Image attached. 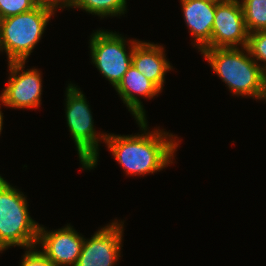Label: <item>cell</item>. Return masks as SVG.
Returning a JSON list of instances; mask_svg holds the SVG:
<instances>
[{
  "label": "cell",
  "mask_w": 266,
  "mask_h": 266,
  "mask_svg": "<svg viewBox=\"0 0 266 266\" xmlns=\"http://www.w3.org/2000/svg\"><path fill=\"white\" fill-rule=\"evenodd\" d=\"M132 65L161 90L164 87L166 73L173 69L166 58L164 47L145 41H139L135 45Z\"/></svg>",
  "instance_id": "obj_13"
},
{
  "label": "cell",
  "mask_w": 266,
  "mask_h": 266,
  "mask_svg": "<svg viewBox=\"0 0 266 266\" xmlns=\"http://www.w3.org/2000/svg\"><path fill=\"white\" fill-rule=\"evenodd\" d=\"M2 126H3V113L1 111V105H0V134L2 131Z\"/></svg>",
  "instance_id": "obj_20"
},
{
  "label": "cell",
  "mask_w": 266,
  "mask_h": 266,
  "mask_svg": "<svg viewBox=\"0 0 266 266\" xmlns=\"http://www.w3.org/2000/svg\"><path fill=\"white\" fill-rule=\"evenodd\" d=\"M90 36L91 63L115 88L131 66L133 50L139 40L127 41L121 34L102 29Z\"/></svg>",
  "instance_id": "obj_6"
},
{
  "label": "cell",
  "mask_w": 266,
  "mask_h": 266,
  "mask_svg": "<svg viewBox=\"0 0 266 266\" xmlns=\"http://www.w3.org/2000/svg\"><path fill=\"white\" fill-rule=\"evenodd\" d=\"M265 101H266V71H265Z\"/></svg>",
  "instance_id": "obj_21"
},
{
  "label": "cell",
  "mask_w": 266,
  "mask_h": 266,
  "mask_svg": "<svg viewBox=\"0 0 266 266\" xmlns=\"http://www.w3.org/2000/svg\"><path fill=\"white\" fill-rule=\"evenodd\" d=\"M39 4L47 5L53 7L54 9L58 8H68L70 6L71 0H37Z\"/></svg>",
  "instance_id": "obj_19"
},
{
  "label": "cell",
  "mask_w": 266,
  "mask_h": 266,
  "mask_svg": "<svg viewBox=\"0 0 266 266\" xmlns=\"http://www.w3.org/2000/svg\"><path fill=\"white\" fill-rule=\"evenodd\" d=\"M184 21L200 52L211 42L216 4L210 0H180Z\"/></svg>",
  "instance_id": "obj_12"
},
{
  "label": "cell",
  "mask_w": 266,
  "mask_h": 266,
  "mask_svg": "<svg viewBox=\"0 0 266 266\" xmlns=\"http://www.w3.org/2000/svg\"><path fill=\"white\" fill-rule=\"evenodd\" d=\"M210 1H213V2H221L223 0H210Z\"/></svg>",
  "instance_id": "obj_22"
},
{
  "label": "cell",
  "mask_w": 266,
  "mask_h": 266,
  "mask_svg": "<svg viewBox=\"0 0 266 266\" xmlns=\"http://www.w3.org/2000/svg\"><path fill=\"white\" fill-rule=\"evenodd\" d=\"M248 36L240 0L218 2L212 26L211 42L205 48L239 46L243 48L247 46Z\"/></svg>",
  "instance_id": "obj_8"
},
{
  "label": "cell",
  "mask_w": 266,
  "mask_h": 266,
  "mask_svg": "<svg viewBox=\"0 0 266 266\" xmlns=\"http://www.w3.org/2000/svg\"><path fill=\"white\" fill-rule=\"evenodd\" d=\"M136 122L142 134L121 136L109 133L105 139L107 149L125 173L143 176L161 171L172 164L180 142L176 139L178 137L161 129L149 131L147 119Z\"/></svg>",
  "instance_id": "obj_1"
},
{
  "label": "cell",
  "mask_w": 266,
  "mask_h": 266,
  "mask_svg": "<svg viewBox=\"0 0 266 266\" xmlns=\"http://www.w3.org/2000/svg\"><path fill=\"white\" fill-rule=\"evenodd\" d=\"M56 9L39 4L36 8L2 19L0 51L7 54L8 62L26 61L40 42L47 23Z\"/></svg>",
  "instance_id": "obj_4"
},
{
  "label": "cell",
  "mask_w": 266,
  "mask_h": 266,
  "mask_svg": "<svg viewBox=\"0 0 266 266\" xmlns=\"http://www.w3.org/2000/svg\"><path fill=\"white\" fill-rule=\"evenodd\" d=\"M1 22H2V18H1V16H0V29H1Z\"/></svg>",
  "instance_id": "obj_23"
},
{
  "label": "cell",
  "mask_w": 266,
  "mask_h": 266,
  "mask_svg": "<svg viewBox=\"0 0 266 266\" xmlns=\"http://www.w3.org/2000/svg\"><path fill=\"white\" fill-rule=\"evenodd\" d=\"M114 89L124 104H126L128 111L131 112L135 120L147 118L144 106L137 95L152 99L162 92L154 82L146 78L132 64Z\"/></svg>",
  "instance_id": "obj_11"
},
{
  "label": "cell",
  "mask_w": 266,
  "mask_h": 266,
  "mask_svg": "<svg viewBox=\"0 0 266 266\" xmlns=\"http://www.w3.org/2000/svg\"><path fill=\"white\" fill-rule=\"evenodd\" d=\"M25 63L8 62L10 77L0 94V101L7 108L37 109L41 105L42 74L35 68L25 70Z\"/></svg>",
  "instance_id": "obj_7"
},
{
  "label": "cell",
  "mask_w": 266,
  "mask_h": 266,
  "mask_svg": "<svg viewBox=\"0 0 266 266\" xmlns=\"http://www.w3.org/2000/svg\"><path fill=\"white\" fill-rule=\"evenodd\" d=\"M201 54L233 95L265 100V71L246 47L204 48Z\"/></svg>",
  "instance_id": "obj_2"
},
{
  "label": "cell",
  "mask_w": 266,
  "mask_h": 266,
  "mask_svg": "<svg viewBox=\"0 0 266 266\" xmlns=\"http://www.w3.org/2000/svg\"><path fill=\"white\" fill-rule=\"evenodd\" d=\"M45 229L39 225L36 246L40 251L56 266H75L85 238L70 224L54 231Z\"/></svg>",
  "instance_id": "obj_10"
},
{
  "label": "cell",
  "mask_w": 266,
  "mask_h": 266,
  "mask_svg": "<svg viewBox=\"0 0 266 266\" xmlns=\"http://www.w3.org/2000/svg\"><path fill=\"white\" fill-rule=\"evenodd\" d=\"M246 48L256 63L266 71V30L249 33ZM260 61L264 64L261 65Z\"/></svg>",
  "instance_id": "obj_16"
},
{
  "label": "cell",
  "mask_w": 266,
  "mask_h": 266,
  "mask_svg": "<svg viewBox=\"0 0 266 266\" xmlns=\"http://www.w3.org/2000/svg\"><path fill=\"white\" fill-rule=\"evenodd\" d=\"M37 247L26 248L20 266H56ZM39 250V251H38Z\"/></svg>",
  "instance_id": "obj_18"
},
{
  "label": "cell",
  "mask_w": 266,
  "mask_h": 266,
  "mask_svg": "<svg viewBox=\"0 0 266 266\" xmlns=\"http://www.w3.org/2000/svg\"><path fill=\"white\" fill-rule=\"evenodd\" d=\"M123 222L115 219L96 231L90 239H84L75 266H114L121 257Z\"/></svg>",
  "instance_id": "obj_9"
},
{
  "label": "cell",
  "mask_w": 266,
  "mask_h": 266,
  "mask_svg": "<svg viewBox=\"0 0 266 266\" xmlns=\"http://www.w3.org/2000/svg\"><path fill=\"white\" fill-rule=\"evenodd\" d=\"M19 191L0 175V252L11 246H36L39 224L28 212V202Z\"/></svg>",
  "instance_id": "obj_3"
},
{
  "label": "cell",
  "mask_w": 266,
  "mask_h": 266,
  "mask_svg": "<svg viewBox=\"0 0 266 266\" xmlns=\"http://www.w3.org/2000/svg\"><path fill=\"white\" fill-rule=\"evenodd\" d=\"M39 5L37 0H0L2 19L28 12Z\"/></svg>",
  "instance_id": "obj_17"
},
{
  "label": "cell",
  "mask_w": 266,
  "mask_h": 266,
  "mask_svg": "<svg viewBox=\"0 0 266 266\" xmlns=\"http://www.w3.org/2000/svg\"><path fill=\"white\" fill-rule=\"evenodd\" d=\"M65 116L69 132L75 143L82 167L96 168L99 156V143H105L107 133H98L85 95L75 84L66 88Z\"/></svg>",
  "instance_id": "obj_5"
},
{
  "label": "cell",
  "mask_w": 266,
  "mask_h": 266,
  "mask_svg": "<svg viewBox=\"0 0 266 266\" xmlns=\"http://www.w3.org/2000/svg\"><path fill=\"white\" fill-rule=\"evenodd\" d=\"M248 33L266 30V0H241Z\"/></svg>",
  "instance_id": "obj_15"
},
{
  "label": "cell",
  "mask_w": 266,
  "mask_h": 266,
  "mask_svg": "<svg viewBox=\"0 0 266 266\" xmlns=\"http://www.w3.org/2000/svg\"><path fill=\"white\" fill-rule=\"evenodd\" d=\"M126 4L127 0H71L69 8H80L102 19L125 14Z\"/></svg>",
  "instance_id": "obj_14"
}]
</instances>
